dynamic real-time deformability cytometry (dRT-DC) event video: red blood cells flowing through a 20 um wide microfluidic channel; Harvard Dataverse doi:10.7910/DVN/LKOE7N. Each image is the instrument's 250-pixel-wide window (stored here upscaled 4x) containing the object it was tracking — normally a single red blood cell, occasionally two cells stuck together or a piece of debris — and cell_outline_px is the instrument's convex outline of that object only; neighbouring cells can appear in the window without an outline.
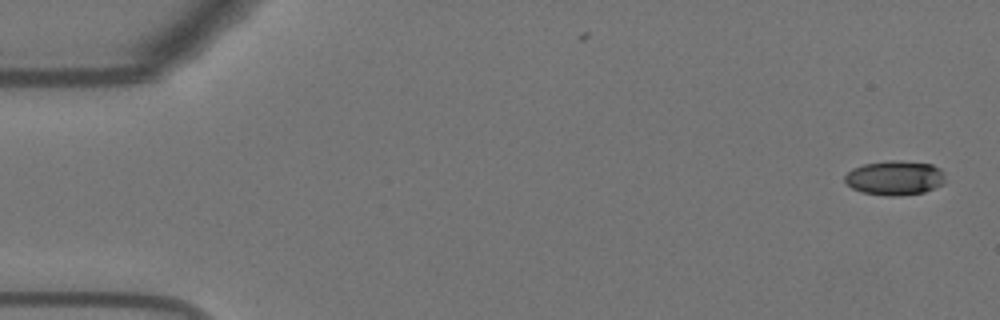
{"species": "Egyptian fruit bat (a non-hibernating species)", "species_latin": "Rousettus aegyptiacus", "temperature_condition": "warm", "stored_images_in_passage": 55, "camera_frame_rate_fps": 3000, "um_per_image_px": 0.085, "animal": {"sex": "female"}, "frame": {"image": 1, "passage_image": 1, "time_ms": 0.0, "image_size_px": [1000, 320], "cell_outline_px": [[944, 184], [924, 192], [900, 196], [884, 196], [860, 192], [852, 188], [844, 180], [844, 176], [852, 168], [864, 164], [888, 160], [900, 160], [932, 164], [940, 168], [944, 172]], "centroid_in_image_um": [76.06, 15.12], "position_along_channel_um": 8.9, "area_um2": 20.46}}
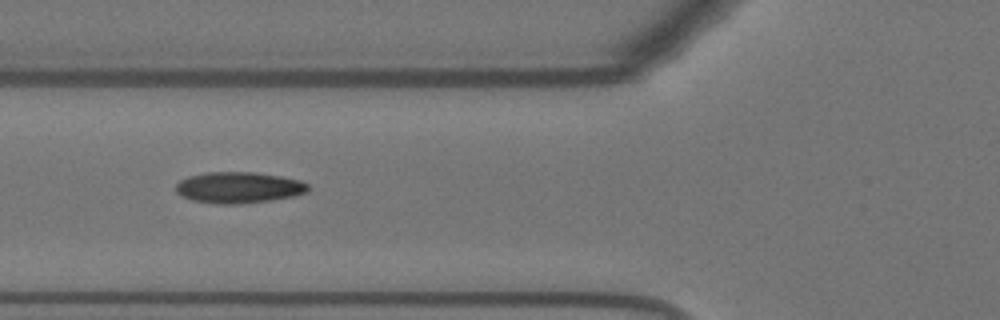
{"frame": {"image": 2, "passage_image": 20, "time_ms": 6.333, "image_size_px": [1000, 320], "cell_outline_px": [[308, 192], [292, 196], [268, 200], [240, 204], [220, 204], [192, 200], [180, 196], [176, 192], [176, 184], [180, 180], [188, 176], [208, 172], [256, 172], [280, 176], [300, 180], [308, 184]], "centroid_in_image_um": [20.26, 15.93], "position_along_channel_um": 105.5, "area_um2": 23.99}}
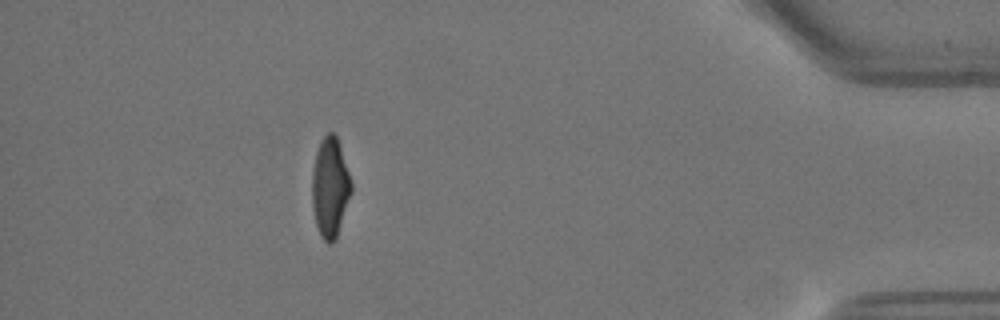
{"frame": {"image": 3, "passage_image": 49, "time_ms": 16.0, "image_size_px": [1000, 320], "cell_outline_px": [[352, 192], [336, 240], [332, 244], [328, 244], [320, 236], [316, 224], [312, 208], [312, 172], [316, 152], [320, 140], [328, 132], [332, 132], [336, 136], [352, 184]], "centroid_in_image_um": [28.05, 15.99], "position_along_channel_um": 407.2, "area_um2": 22.83}, "authors_computed_cell_mechanics": {"area_um2": 22.831, "velocity_mm_per_s": 3.66, "shape_relaxation_time_tau1_ms": 6.122, "shape_relaxation_time_tau2_ms": 1.1389, "deformation_change_tau1": 0.2129, "deformation_change_tau2": 0.0643}}